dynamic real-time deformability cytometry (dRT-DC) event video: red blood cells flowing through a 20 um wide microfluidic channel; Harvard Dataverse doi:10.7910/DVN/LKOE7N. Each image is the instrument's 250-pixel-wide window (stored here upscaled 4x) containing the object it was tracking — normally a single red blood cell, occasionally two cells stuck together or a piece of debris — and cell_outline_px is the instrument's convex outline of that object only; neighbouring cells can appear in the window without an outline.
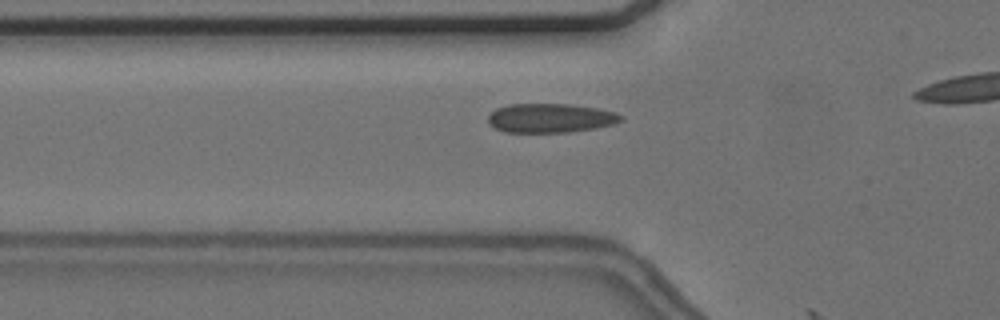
{"species": "common noctule bat (a hibernating species)", "species_latin": "Nyctalus noctula", "temperature_condition": "cold", "stored_images_in_passage": 4, "camera_frame_rate_fps": 3000, "um_per_image_px": 0.085, "animal": {"sex": "female", "body_mass_g": 24.6, "forearm_length_mm": 56.2}, "frame": {"image": 1, "passage_image": 4, "time_ms": 4.0, "image_size_px": [1000, 320], "cell_outline_px": [[624, 120], [612, 124], [596, 128], [568, 132], [504, 132], [496, 128], [488, 120], [488, 116], [496, 108], [508, 104], [572, 104], [600, 108], [616, 112], [624, 116]], "centroid_in_image_um": [46.84, 10.02], "position_along_channel_um": 79.0, "area_um2": 22.66}}